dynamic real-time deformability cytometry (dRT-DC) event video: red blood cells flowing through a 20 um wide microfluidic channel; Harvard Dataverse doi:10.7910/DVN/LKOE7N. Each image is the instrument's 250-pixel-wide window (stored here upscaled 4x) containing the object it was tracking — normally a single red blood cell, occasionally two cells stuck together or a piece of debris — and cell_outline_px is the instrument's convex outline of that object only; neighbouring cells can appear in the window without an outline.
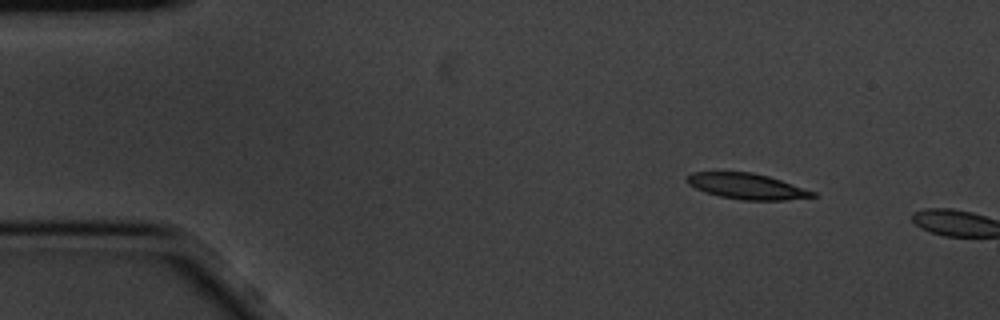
{"species": "common noctule bat (a hibernating species)", "species_latin": "Nyctalus noctula", "temperature_condition": "cold", "stored_images_in_passage": 2, "camera_frame_rate_fps": 3000, "um_per_image_px": 0.085, "animal": {"sex": "male", "body_mass_g": 20.1, "forearm_length_mm": 53.5}, "frame": {"image": 1, "passage_image": 1, "time_ms": 0.0, "image_size_px": [1000, 320], "cell_outline_px": [[816, 196], [784, 200], [740, 200], [720, 196], [704, 192], [688, 184], [688, 176], [692, 172], [752, 172], [768, 176], [816, 192]], "centroid_in_image_um": [63.47, 15.83], "position_along_channel_um": 21.5, "area_um2": 18.61}}